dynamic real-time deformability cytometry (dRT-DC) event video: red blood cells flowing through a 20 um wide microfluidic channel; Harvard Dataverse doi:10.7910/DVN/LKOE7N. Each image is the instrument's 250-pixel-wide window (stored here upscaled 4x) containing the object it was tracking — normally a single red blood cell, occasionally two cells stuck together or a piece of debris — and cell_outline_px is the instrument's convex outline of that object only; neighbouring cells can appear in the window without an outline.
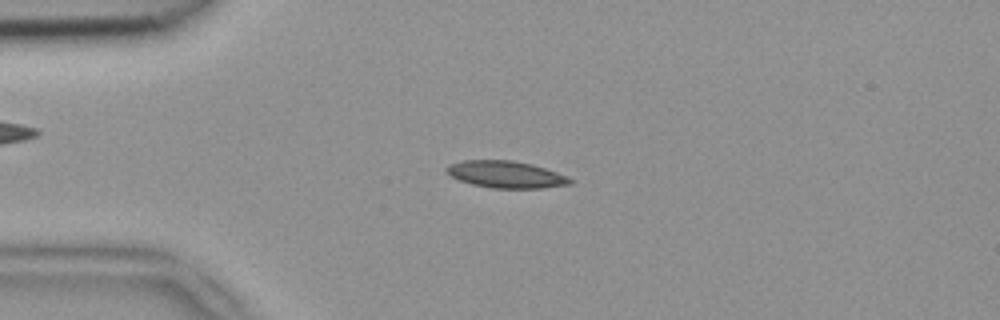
{"species": "common noctule bat (a hibernating species)", "species_latin": "Nyctalus noctula", "temperature_condition": "room temperature", "stored_images_in_passage": 39, "camera_frame_rate_fps": 3000, "um_per_image_px": 0.085, "animal": {"sex": "female", "body_mass_g": 18.4}, "frame": {"image": 1, "passage_image": 2, "time_ms": 0.333, "image_size_px": [1000, 320], "cell_outline_px": [[576, 180], [572, 184], [544, 188], [492, 188], [472, 184], [460, 180], [444, 172], [444, 168], [452, 164], [464, 160], [512, 160], [532, 164], [568, 176]], "centroid_in_image_um": [43.04, 14.83], "position_along_channel_um": 42.0, "area_um2": 19.48}}
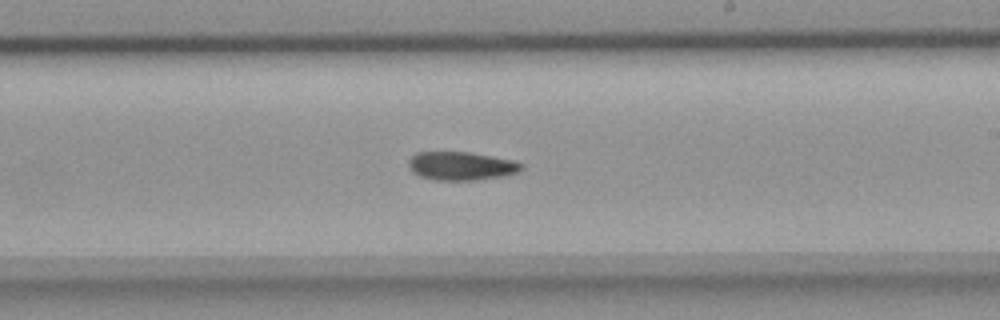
{"frame": {"image": 2, "passage_image": 19, "time_ms": 6.0, "image_size_px": [1000, 320], "cell_outline_px": [[524, 168], [520, 172], [500, 176], [476, 180], [432, 180], [420, 176], [412, 172], [408, 168], [408, 160], [416, 152], [468, 152], [516, 160], [524, 164]], "centroid_in_image_um": [39.21, 14.1], "position_along_channel_um": 249.8, "area_um2": 18.96}}
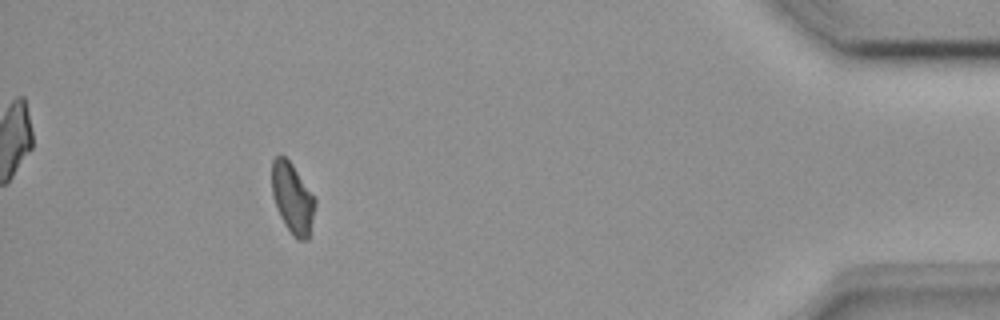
{"frame": {"image": 3, "passage_image": 35, "time_ms": 11.333, "image_size_px": [1000, 320], "cell_outline_px": [[316, 204], [308, 240], [296, 240], [292, 236], [284, 224], [276, 208], [272, 192], [272, 160], [280, 152], [292, 164], [316, 200]], "centroid_in_image_um": [24.85, 16.86], "position_along_channel_um": 410.4, "area_um2": 17.8}}